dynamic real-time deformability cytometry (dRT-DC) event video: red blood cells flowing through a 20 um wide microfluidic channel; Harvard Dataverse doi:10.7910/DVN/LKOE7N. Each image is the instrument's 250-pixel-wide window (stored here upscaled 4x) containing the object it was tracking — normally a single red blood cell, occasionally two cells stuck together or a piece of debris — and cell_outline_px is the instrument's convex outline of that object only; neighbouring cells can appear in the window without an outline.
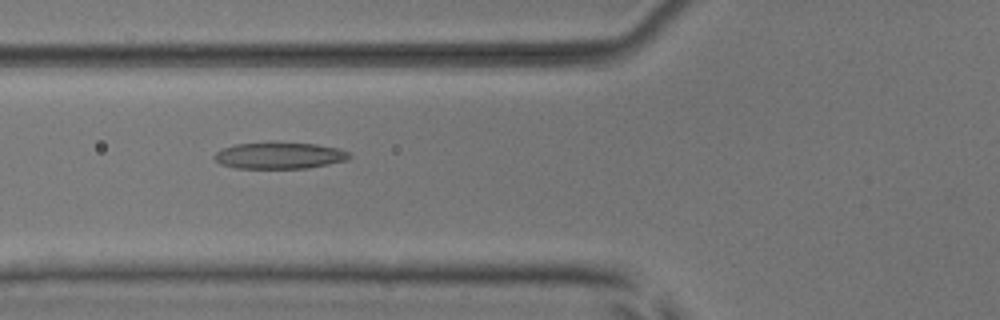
{"species": "common noctule bat (a hibernating species)", "species_latin": "Nyctalus noctula", "temperature_condition": "room temperature", "stored_images_in_passage": 45, "camera_frame_rate_fps": 3000, "um_per_image_px": 0.085, "animal": {"sex": "male", "body_mass_g": 17.9, "forearm_length_mm": 54.2}, "frame": {"image": 1, "passage_image": 13, "time_ms": 4.0, "image_size_px": [1000, 320], "cell_outline_px": [[352, 156], [348, 160], [308, 168], [236, 168], [220, 164], [212, 156], [216, 152], [224, 148], [236, 144], [276, 140], [316, 144], [340, 148], [348, 152]], "centroid_in_image_um": [23.77, 13.19], "position_along_channel_um": 102.0, "area_um2": 21.5}}
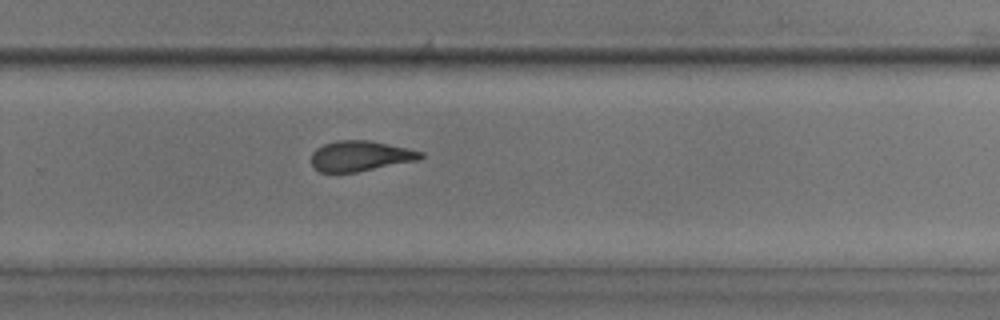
{"frame": {"image": 2, "passage_image": 28, "time_ms": 9.0, "image_size_px": [1000, 320], "cell_outline_px": [[424, 156], [420, 160], [356, 172], [320, 172], [312, 164], [312, 152], [316, 148], [324, 144], [336, 140], [368, 140], [408, 148], [424, 152]], "centroid_in_image_um": [30.66, 13.25], "position_along_channel_um": 299.1, "area_um2": 19.36}}
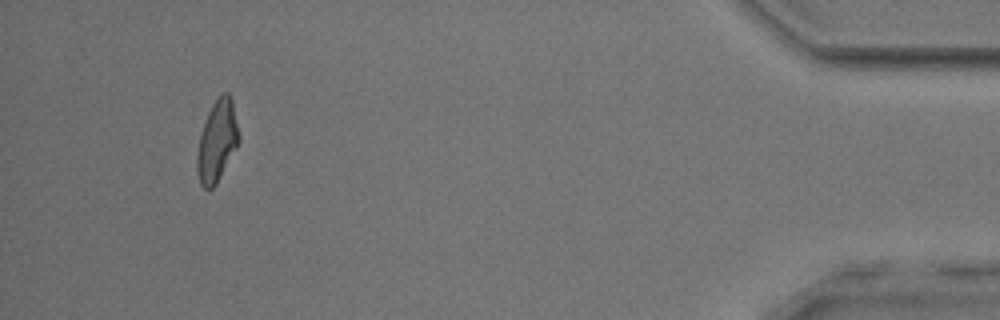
{"frame": {"image": 3, "passage_image": 42, "time_ms": 13.667, "image_size_px": [1000, 320], "cell_outline_px": [[240, 140], [216, 184], [212, 188], [204, 188], [200, 184], [196, 172], [196, 156], [200, 132], [208, 112], [212, 104], [224, 92], [228, 92], [232, 100], [240, 136]], "centroid_in_image_um": [18.43, 12.0], "position_along_channel_um": 416.8, "area_um2": 19.77}, "authors_computed_cell_mechanics": {"area_um2": 20.23, "velocity_mm_per_s": 3.9513, "shape_relaxation_time_tau1_ms": null, "shape_relaxation_time_tau2_ms": 3.4329, "deformation_change_tau1": null, "deformation_change_tau2": 0.1327}}